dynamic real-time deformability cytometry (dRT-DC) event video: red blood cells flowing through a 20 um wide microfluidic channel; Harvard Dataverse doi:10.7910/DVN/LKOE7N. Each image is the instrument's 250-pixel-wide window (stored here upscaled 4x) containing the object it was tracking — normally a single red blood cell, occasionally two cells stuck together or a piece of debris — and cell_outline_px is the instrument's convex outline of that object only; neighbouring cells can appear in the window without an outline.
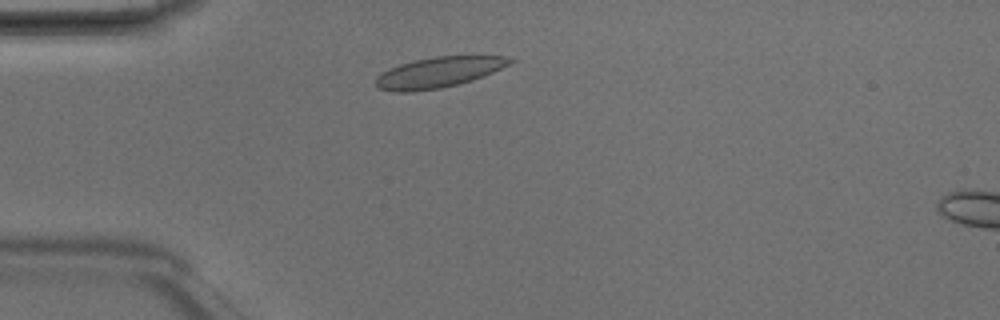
{"species": "Egyptian fruit bat (a non-hibernating species)", "species_latin": "Rousettus aegyptiacus", "temperature_condition": "room temperature", "stored_images_in_passage": 2, "camera_frame_rate_fps": 3000, "um_per_image_px": 0.085, "animal": {"sex": "male"}, "frame": {"image": 1, "passage_image": 1, "time_ms": 0.0, "image_size_px": [1000, 320], "cell_outline_px": [[516, 60], [484, 76], [472, 80], [440, 88], [412, 92], [396, 92], [376, 88], [376, 76], [388, 68], [400, 64], [432, 56], [504, 56]], "centroid_in_image_um": [37.22, 6.15], "position_along_channel_um": 47.8, "area_um2": 23.76}}